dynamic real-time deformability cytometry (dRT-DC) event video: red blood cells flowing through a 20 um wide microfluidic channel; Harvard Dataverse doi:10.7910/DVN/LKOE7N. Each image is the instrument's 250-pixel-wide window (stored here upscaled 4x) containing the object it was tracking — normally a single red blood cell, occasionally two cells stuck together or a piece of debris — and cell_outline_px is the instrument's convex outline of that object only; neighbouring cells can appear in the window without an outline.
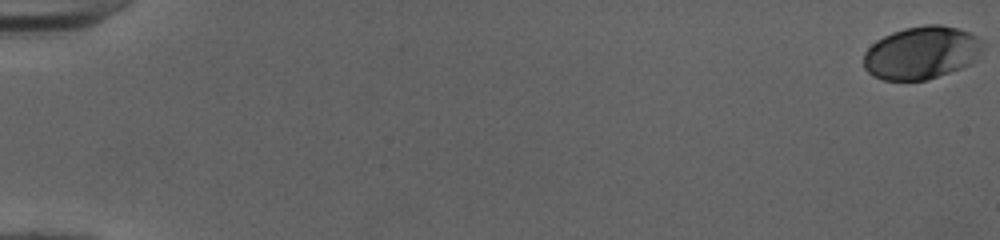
{"species": "human", "species_latin": "Homo sapiens", "temperature_condition": "cold", "stored_images_in_passage": 53, "camera_frame_rate_fps": 3000, "um_per_image_px": 0.085, "donor": {"sex": "female"}, "frame": {"image": 1, "passage_image": 1, "time_ms": 0.0, "image_size_px": [1000, 240], "cell_outline_px": [[984, 44], [980, 52], [972, 64], [928, 80], [884, 80], [872, 76], [864, 68], [864, 52], [876, 40], [892, 32], [904, 28], [924, 24], [940, 24], [956, 28], [980, 36], [984, 40]], "centroid_in_image_um": [78.34, 4.48], "position_along_channel_um": 6.7, "area_um2": 37.05}}
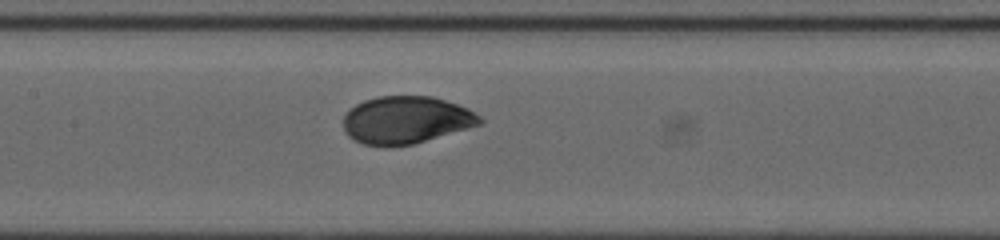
{"frame": {"image": 2, "passage_image": 28, "time_ms": 9.0, "image_size_px": [1000, 240], "cell_outline_px": [[484, 120], [480, 124], [468, 128], [412, 144], [388, 148], [384, 148], [364, 144], [348, 136], [344, 132], [344, 116], [356, 104], [364, 100], [376, 96], [432, 96], [468, 108], [476, 112]], "centroid_in_image_um": [34.5, 10.21], "position_along_channel_um": 172.9, "area_um2": 37.86}}
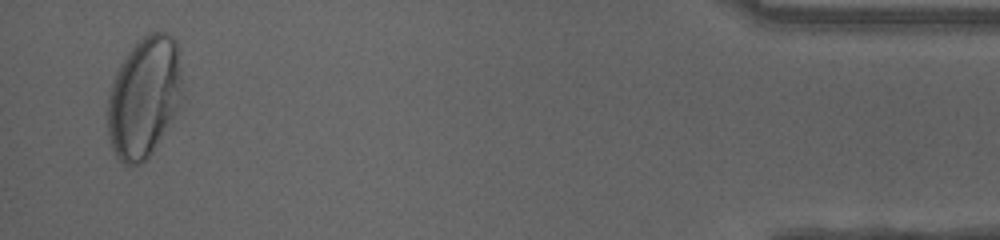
{"frame": {"image": 3, "passage_image": 52, "time_ms": 17.0, "image_size_px": [1000, 240], "cell_outline_px": [[180, 100], [168, 124], [152, 152], [144, 160], [132, 168], [124, 164], [116, 156], [112, 148], [108, 136], [108, 96], [116, 72], [120, 64], [128, 52], [144, 36], [152, 32], [164, 32], [172, 36], [176, 40], [180, 68]], "centroid_in_image_um": [12.21, 8.27], "position_along_channel_um": 423.0, "area_um2": 51.62}, "authors_computed_cell_mechanics": {"area_um2": 38.0324, "velocity_mm_per_s": 3.9899, "shape_relaxation_time_tau1_ms": 3.2587, "shape_relaxation_time_tau2_ms": null, "deformation_change_tau1": 0.1636, "deformation_change_tau2": null}}